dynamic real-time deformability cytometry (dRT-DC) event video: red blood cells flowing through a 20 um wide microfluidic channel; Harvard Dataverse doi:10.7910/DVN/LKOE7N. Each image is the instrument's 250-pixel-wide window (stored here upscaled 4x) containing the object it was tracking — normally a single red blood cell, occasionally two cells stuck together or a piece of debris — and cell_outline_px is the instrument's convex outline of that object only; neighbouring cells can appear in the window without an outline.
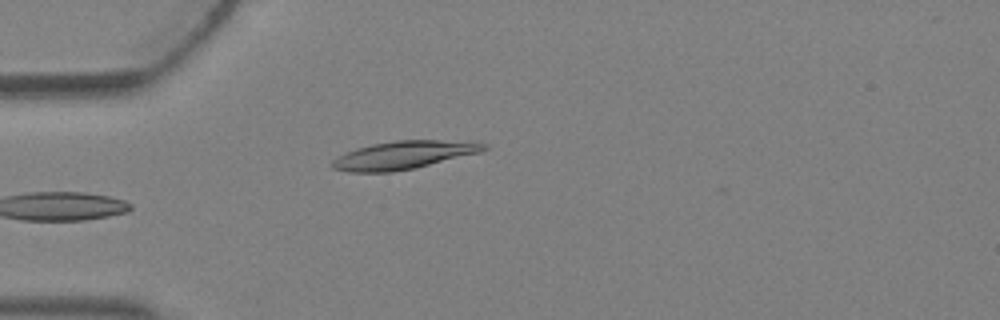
{"species": "Egyptian fruit bat (a non-hibernating species)", "species_latin": "Rousettus aegyptiacus", "temperature_condition": "warm", "stored_images_in_passage": 1, "camera_frame_rate_fps": 3000, "um_per_image_px": 0.085, "animal": {"sex": "female"}, "frame": {"image": 1, "passage_image": 1, "time_ms": 0.0, "image_size_px": [1000, 320], "cell_outline_px": [[488, 148], [476, 152], [416, 168], [392, 172], [348, 172], [332, 168], [332, 160], [356, 148], [372, 144], [396, 140], [436, 140], [488, 144]], "centroid_in_image_um": [34.22, 13.19], "position_along_channel_um": 50.8, "area_um2": 24.16}}